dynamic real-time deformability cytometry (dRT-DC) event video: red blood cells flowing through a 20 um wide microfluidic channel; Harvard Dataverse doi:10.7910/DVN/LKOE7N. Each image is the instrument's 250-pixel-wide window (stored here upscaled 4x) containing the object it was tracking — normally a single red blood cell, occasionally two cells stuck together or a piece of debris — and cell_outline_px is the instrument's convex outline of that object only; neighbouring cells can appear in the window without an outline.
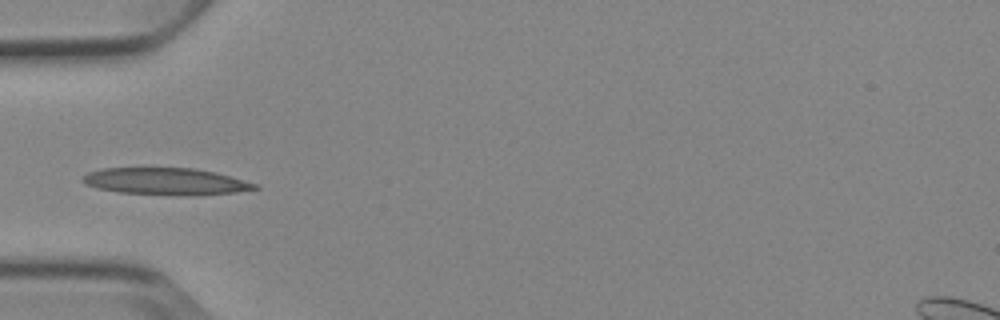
{"species": "Egyptian fruit bat (a non-hibernating species)", "species_latin": "Rousettus aegyptiacus", "temperature_condition": "cold", "stored_images_in_passage": 4, "camera_frame_rate_fps": 3000, "um_per_image_px": 0.085, "animal": {"sex": "female"}, "frame": {"image": 1, "passage_image": 3, "time_ms": 2.333, "image_size_px": [1000, 320], "cell_outline_px": [[260, 188], [236, 192], [200, 196], [192, 196], [120, 192], [96, 188], [84, 184], [80, 180], [80, 176], [88, 172], [104, 168], [196, 168], [216, 172], [260, 184]], "centroid_in_image_um": [14.12, 15.42], "position_along_channel_um": 70.9, "area_um2": 27.46}}
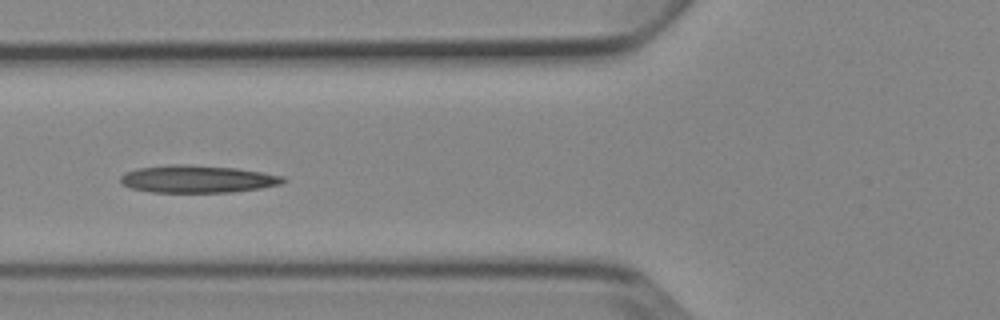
{"frame": {"image": 2, "passage_image": 4, "time_ms": 3.333, "image_size_px": [1000, 320], "cell_outline_px": [[288, 180], [280, 184], [260, 188], [232, 192], [152, 192], [132, 188], [124, 184], [120, 180], [120, 176], [124, 172], [136, 168], [172, 164], [184, 164], [236, 168], [284, 176]], "centroid_in_image_um": [16.77, 15.21], "position_along_channel_um": 109.0, "area_um2": 25.95}}